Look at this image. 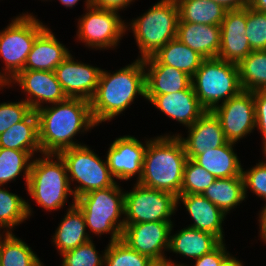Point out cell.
Listing matches in <instances>:
<instances>
[{
    "mask_svg": "<svg viewBox=\"0 0 266 266\" xmlns=\"http://www.w3.org/2000/svg\"><path fill=\"white\" fill-rule=\"evenodd\" d=\"M70 55L50 29L45 28L35 39L28 54L24 70L55 71V68Z\"/></svg>",
    "mask_w": 266,
    "mask_h": 266,
    "instance_id": "44dd1931",
    "label": "cell"
},
{
    "mask_svg": "<svg viewBox=\"0 0 266 266\" xmlns=\"http://www.w3.org/2000/svg\"><path fill=\"white\" fill-rule=\"evenodd\" d=\"M86 7L88 12L78 22L79 40L97 49L115 47L127 29L124 21L115 11L91 6L90 0H86Z\"/></svg>",
    "mask_w": 266,
    "mask_h": 266,
    "instance_id": "8fae6325",
    "label": "cell"
},
{
    "mask_svg": "<svg viewBox=\"0 0 266 266\" xmlns=\"http://www.w3.org/2000/svg\"><path fill=\"white\" fill-rule=\"evenodd\" d=\"M10 231L4 240L0 235V266H43L31 248Z\"/></svg>",
    "mask_w": 266,
    "mask_h": 266,
    "instance_id": "1f68e13d",
    "label": "cell"
},
{
    "mask_svg": "<svg viewBox=\"0 0 266 266\" xmlns=\"http://www.w3.org/2000/svg\"><path fill=\"white\" fill-rule=\"evenodd\" d=\"M32 160L27 191L46 210L60 209L69 195H73L66 165L59 154H42ZM57 157V162L51 159Z\"/></svg>",
    "mask_w": 266,
    "mask_h": 266,
    "instance_id": "5b68a950",
    "label": "cell"
},
{
    "mask_svg": "<svg viewBox=\"0 0 266 266\" xmlns=\"http://www.w3.org/2000/svg\"><path fill=\"white\" fill-rule=\"evenodd\" d=\"M202 195L226 215L229 210L245 200L243 177L216 179Z\"/></svg>",
    "mask_w": 266,
    "mask_h": 266,
    "instance_id": "f1b7e54d",
    "label": "cell"
},
{
    "mask_svg": "<svg viewBox=\"0 0 266 266\" xmlns=\"http://www.w3.org/2000/svg\"><path fill=\"white\" fill-rule=\"evenodd\" d=\"M62 266H102L105 255L98 256L92 240L62 254Z\"/></svg>",
    "mask_w": 266,
    "mask_h": 266,
    "instance_id": "74e56055",
    "label": "cell"
},
{
    "mask_svg": "<svg viewBox=\"0 0 266 266\" xmlns=\"http://www.w3.org/2000/svg\"><path fill=\"white\" fill-rule=\"evenodd\" d=\"M229 252H226L225 244L221 242L210 253L197 258L194 266H224V264L231 258ZM176 266H185L177 264ZM187 266V265H186Z\"/></svg>",
    "mask_w": 266,
    "mask_h": 266,
    "instance_id": "b9f144b4",
    "label": "cell"
},
{
    "mask_svg": "<svg viewBox=\"0 0 266 266\" xmlns=\"http://www.w3.org/2000/svg\"><path fill=\"white\" fill-rule=\"evenodd\" d=\"M152 266H176V264L168 259L163 262H154Z\"/></svg>",
    "mask_w": 266,
    "mask_h": 266,
    "instance_id": "c3c4849f",
    "label": "cell"
},
{
    "mask_svg": "<svg viewBox=\"0 0 266 266\" xmlns=\"http://www.w3.org/2000/svg\"><path fill=\"white\" fill-rule=\"evenodd\" d=\"M260 235L261 238L264 240L266 238V205L260 212Z\"/></svg>",
    "mask_w": 266,
    "mask_h": 266,
    "instance_id": "f6af8a7d",
    "label": "cell"
},
{
    "mask_svg": "<svg viewBox=\"0 0 266 266\" xmlns=\"http://www.w3.org/2000/svg\"><path fill=\"white\" fill-rule=\"evenodd\" d=\"M124 195L116 183L81 195L76 198L75 206L82 212L91 232L97 235L111 232L110 242L119 241L125 226L124 219H119L124 214Z\"/></svg>",
    "mask_w": 266,
    "mask_h": 266,
    "instance_id": "277c9868",
    "label": "cell"
},
{
    "mask_svg": "<svg viewBox=\"0 0 266 266\" xmlns=\"http://www.w3.org/2000/svg\"><path fill=\"white\" fill-rule=\"evenodd\" d=\"M33 110L23 100L14 103L0 104V134L4 133L17 122L24 120Z\"/></svg>",
    "mask_w": 266,
    "mask_h": 266,
    "instance_id": "f35d334b",
    "label": "cell"
},
{
    "mask_svg": "<svg viewBox=\"0 0 266 266\" xmlns=\"http://www.w3.org/2000/svg\"><path fill=\"white\" fill-rule=\"evenodd\" d=\"M224 266H243V264L236 260V258L231 257L225 264Z\"/></svg>",
    "mask_w": 266,
    "mask_h": 266,
    "instance_id": "7dc6e473",
    "label": "cell"
},
{
    "mask_svg": "<svg viewBox=\"0 0 266 266\" xmlns=\"http://www.w3.org/2000/svg\"><path fill=\"white\" fill-rule=\"evenodd\" d=\"M192 86L200 104L209 111L219 100L226 102L243 90L237 64L218 57L203 60L192 77Z\"/></svg>",
    "mask_w": 266,
    "mask_h": 266,
    "instance_id": "8992f818",
    "label": "cell"
},
{
    "mask_svg": "<svg viewBox=\"0 0 266 266\" xmlns=\"http://www.w3.org/2000/svg\"><path fill=\"white\" fill-rule=\"evenodd\" d=\"M147 148L134 136L117 138L110 146L107 163L113 177L128 180L138 173V180L142 176L144 154Z\"/></svg>",
    "mask_w": 266,
    "mask_h": 266,
    "instance_id": "2e32d148",
    "label": "cell"
},
{
    "mask_svg": "<svg viewBox=\"0 0 266 266\" xmlns=\"http://www.w3.org/2000/svg\"><path fill=\"white\" fill-rule=\"evenodd\" d=\"M219 118L228 142L235 143L256 127L253 92L242 90L238 95L217 105L213 110Z\"/></svg>",
    "mask_w": 266,
    "mask_h": 266,
    "instance_id": "7c38bea8",
    "label": "cell"
},
{
    "mask_svg": "<svg viewBox=\"0 0 266 266\" xmlns=\"http://www.w3.org/2000/svg\"><path fill=\"white\" fill-rule=\"evenodd\" d=\"M45 28L33 15L23 14L0 32V55L6 63L3 70L7 72L4 75L0 72V85H10L11 79L24 70L33 43Z\"/></svg>",
    "mask_w": 266,
    "mask_h": 266,
    "instance_id": "ba28073f",
    "label": "cell"
},
{
    "mask_svg": "<svg viewBox=\"0 0 266 266\" xmlns=\"http://www.w3.org/2000/svg\"><path fill=\"white\" fill-rule=\"evenodd\" d=\"M221 5L226 11L242 10L250 6V0H211Z\"/></svg>",
    "mask_w": 266,
    "mask_h": 266,
    "instance_id": "ee69618b",
    "label": "cell"
},
{
    "mask_svg": "<svg viewBox=\"0 0 266 266\" xmlns=\"http://www.w3.org/2000/svg\"><path fill=\"white\" fill-rule=\"evenodd\" d=\"M256 127L262 133L264 150L266 149V90L253 91Z\"/></svg>",
    "mask_w": 266,
    "mask_h": 266,
    "instance_id": "60d3db41",
    "label": "cell"
},
{
    "mask_svg": "<svg viewBox=\"0 0 266 266\" xmlns=\"http://www.w3.org/2000/svg\"><path fill=\"white\" fill-rule=\"evenodd\" d=\"M242 177L245 197L247 188H251L253 193L266 200V161L259 162L248 171H242Z\"/></svg>",
    "mask_w": 266,
    "mask_h": 266,
    "instance_id": "ab89813d",
    "label": "cell"
},
{
    "mask_svg": "<svg viewBox=\"0 0 266 266\" xmlns=\"http://www.w3.org/2000/svg\"><path fill=\"white\" fill-rule=\"evenodd\" d=\"M187 155L178 136H160L148 140L144 154L142 176L137 182L143 186L181 194Z\"/></svg>",
    "mask_w": 266,
    "mask_h": 266,
    "instance_id": "3957f363",
    "label": "cell"
},
{
    "mask_svg": "<svg viewBox=\"0 0 266 266\" xmlns=\"http://www.w3.org/2000/svg\"><path fill=\"white\" fill-rule=\"evenodd\" d=\"M133 0H90V5L96 8L118 12Z\"/></svg>",
    "mask_w": 266,
    "mask_h": 266,
    "instance_id": "7bdbcfd3",
    "label": "cell"
},
{
    "mask_svg": "<svg viewBox=\"0 0 266 266\" xmlns=\"http://www.w3.org/2000/svg\"><path fill=\"white\" fill-rule=\"evenodd\" d=\"M106 266H152L150 257L131 249L122 240L110 242L104 252Z\"/></svg>",
    "mask_w": 266,
    "mask_h": 266,
    "instance_id": "e575fe53",
    "label": "cell"
},
{
    "mask_svg": "<svg viewBox=\"0 0 266 266\" xmlns=\"http://www.w3.org/2000/svg\"><path fill=\"white\" fill-rule=\"evenodd\" d=\"M177 207V197L167 191L143 186L136 182L131 192L124 195L125 224L170 220Z\"/></svg>",
    "mask_w": 266,
    "mask_h": 266,
    "instance_id": "30bf717a",
    "label": "cell"
},
{
    "mask_svg": "<svg viewBox=\"0 0 266 266\" xmlns=\"http://www.w3.org/2000/svg\"><path fill=\"white\" fill-rule=\"evenodd\" d=\"M1 187V186H0ZM31 215V207L16 194L0 188V229H12Z\"/></svg>",
    "mask_w": 266,
    "mask_h": 266,
    "instance_id": "836d02e7",
    "label": "cell"
},
{
    "mask_svg": "<svg viewBox=\"0 0 266 266\" xmlns=\"http://www.w3.org/2000/svg\"><path fill=\"white\" fill-rule=\"evenodd\" d=\"M220 243L221 241L211 233L187 227L170 236L168 250L196 260L210 253Z\"/></svg>",
    "mask_w": 266,
    "mask_h": 266,
    "instance_id": "484cf974",
    "label": "cell"
},
{
    "mask_svg": "<svg viewBox=\"0 0 266 266\" xmlns=\"http://www.w3.org/2000/svg\"><path fill=\"white\" fill-rule=\"evenodd\" d=\"M179 10L176 0H161L143 16L131 22L141 59L155 54L162 46L176 38Z\"/></svg>",
    "mask_w": 266,
    "mask_h": 266,
    "instance_id": "52a82bcc",
    "label": "cell"
},
{
    "mask_svg": "<svg viewBox=\"0 0 266 266\" xmlns=\"http://www.w3.org/2000/svg\"><path fill=\"white\" fill-rule=\"evenodd\" d=\"M145 99L168 117L177 120L186 127H190L207 111L200 104L192 85L188 89L176 93L145 95Z\"/></svg>",
    "mask_w": 266,
    "mask_h": 266,
    "instance_id": "d6986e66",
    "label": "cell"
},
{
    "mask_svg": "<svg viewBox=\"0 0 266 266\" xmlns=\"http://www.w3.org/2000/svg\"><path fill=\"white\" fill-rule=\"evenodd\" d=\"M30 158L32 155L28 151L0 147V186L14 180L22 170L27 185L32 163Z\"/></svg>",
    "mask_w": 266,
    "mask_h": 266,
    "instance_id": "d6a6232c",
    "label": "cell"
},
{
    "mask_svg": "<svg viewBox=\"0 0 266 266\" xmlns=\"http://www.w3.org/2000/svg\"><path fill=\"white\" fill-rule=\"evenodd\" d=\"M149 68L145 72L146 95L176 93L192 85L189 75L172 66L150 65Z\"/></svg>",
    "mask_w": 266,
    "mask_h": 266,
    "instance_id": "d4e9b609",
    "label": "cell"
},
{
    "mask_svg": "<svg viewBox=\"0 0 266 266\" xmlns=\"http://www.w3.org/2000/svg\"><path fill=\"white\" fill-rule=\"evenodd\" d=\"M14 81L30 95L24 101L33 111L42 108L43 102L56 104L68 98L54 71L22 70L13 78Z\"/></svg>",
    "mask_w": 266,
    "mask_h": 266,
    "instance_id": "9a60e30c",
    "label": "cell"
},
{
    "mask_svg": "<svg viewBox=\"0 0 266 266\" xmlns=\"http://www.w3.org/2000/svg\"><path fill=\"white\" fill-rule=\"evenodd\" d=\"M59 155L66 165L67 173H69L67 174L69 183L74 180L80 183L78 187L72 190L74 200L91 191L116 184L107 160L101 161L94 151L87 146L81 145L66 149L61 151Z\"/></svg>",
    "mask_w": 266,
    "mask_h": 266,
    "instance_id": "9c48e42d",
    "label": "cell"
},
{
    "mask_svg": "<svg viewBox=\"0 0 266 266\" xmlns=\"http://www.w3.org/2000/svg\"><path fill=\"white\" fill-rule=\"evenodd\" d=\"M216 180L203 167L193 160L187 159L181 185V194H199L203 192Z\"/></svg>",
    "mask_w": 266,
    "mask_h": 266,
    "instance_id": "d590c367",
    "label": "cell"
},
{
    "mask_svg": "<svg viewBox=\"0 0 266 266\" xmlns=\"http://www.w3.org/2000/svg\"><path fill=\"white\" fill-rule=\"evenodd\" d=\"M79 0H60V2L66 7H73Z\"/></svg>",
    "mask_w": 266,
    "mask_h": 266,
    "instance_id": "681fc988",
    "label": "cell"
},
{
    "mask_svg": "<svg viewBox=\"0 0 266 266\" xmlns=\"http://www.w3.org/2000/svg\"><path fill=\"white\" fill-rule=\"evenodd\" d=\"M0 147L28 151L31 155L38 150L41 152L36 111H32L24 120L1 133Z\"/></svg>",
    "mask_w": 266,
    "mask_h": 266,
    "instance_id": "4316f807",
    "label": "cell"
},
{
    "mask_svg": "<svg viewBox=\"0 0 266 266\" xmlns=\"http://www.w3.org/2000/svg\"><path fill=\"white\" fill-rule=\"evenodd\" d=\"M101 71L100 68L75 62L70 54L54 72L68 98L90 102L96 92Z\"/></svg>",
    "mask_w": 266,
    "mask_h": 266,
    "instance_id": "5bb4252c",
    "label": "cell"
},
{
    "mask_svg": "<svg viewBox=\"0 0 266 266\" xmlns=\"http://www.w3.org/2000/svg\"><path fill=\"white\" fill-rule=\"evenodd\" d=\"M249 7L261 12H266V0H250Z\"/></svg>",
    "mask_w": 266,
    "mask_h": 266,
    "instance_id": "bcb514c9",
    "label": "cell"
},
{
    "mask_svg": "<svg viewBox=\"0 0 266 266\" xmlns=\"http://www.w3.org/2000/svg\"><path fill=\"white\" fill-rule=\"evenodd\" d=\"M176 38L205 59L218 57L220 26L178 21Z\"/></svg>",
    "mask_w": 266,
    "mask_h": 266,
    "instance_id": "603a6c76",
    "label": "cell"
},
{
    "mask_svg": "<svg viewBox=\"0 0 266 266\" xmlns=\"http://www.w3.org/2000/svg\"><path fill=\"white\" fill-rule=\"evenodd\" d=\"M182 201L185 204L194 224L190 228L205 231L216 236L223 242L222 221L225 214L206 197L199 194H180L177 196V204Z\"/></svg>",
    "mask_w": 266,
    "mask_h": 266,
    "instance_id": "ffe728a7",
    "label": "cell"
},
{
    "mask_svg": "<svg viewBox=\"0 0 266 266\" xmlns=\"http://www.w3.org/2000/svg\"><path fill=\"white\" fill-rule=\"evenodd\" d=\"M182 22L220 26L226 10L211 0H176Z\"/></svg>",
    "mask_w": 266,
    "mask_h": 266,
    "instance_id": "f546056e",
    "label": "cell"
},
{
    "mask_svg": "<svg viewBox=\"0 0 266 266\" xmlns=\"http://www.w3.org/2000/svg\"><path fill=\"white\" fill-rule=\"evenodd\" d=\"M233 144L227 142L220 147L206 150L197 155L193 161L216 179L242 176L243 169L233 151Z\"/></svg>",
    "mask_w": 266,
    "mask_h": 266,
    "instance_id": "cb8c5ba5",
    "label": "cell"
},
{
    "mask_svg": "<svg viewBox=\"0 0 266 266\" xmlns=\"http://www.w3.org/2000/svg\"><path fill=\"white\" fill-rule=\"evenodd\" d=\"M204 59L198 52L175 38L162 46L152 56L144 58L143 62L145 68L149 65H169L192 78Z\"/></svg>",
    "mask_w": 266,
    "mask_h": 266,
    "instance_id": "7402d4cb",
    "label": "cell"
},
{
    "mask_svg": "<svg viewBox=\"0 0 266 266\" xmlns=\"http://www.w3.org/2000/svg\"><path fill=\"white\" fill-rule=\"evenodd\" d=\"M86 223L82 212L75 206V200L68 209L64 219L60 222L53 242L57 246L60 254L70 251L91 240L85 232Z\"/></svg>",
    "mask_w": 266,
    "mask_h": 266,
    "instance_id": "83f0119b",
    "label": "cell"
},
{
    "mask_svg": "<svg viewBox=\"0 0 266 266\" xmlns=\"http://www.w3.org/2000/svg\"><path fill=\"white\" fill-rule=\"evenodd\" d=\"M246 37L253 51H266V12L246 8Z\"/></svg>",
    "mask_w": 266,
    "mask_h": 266,
    "instance_id": "8d00e7d4",
    "label": "cell"
},
{
    "mask_svg": "<svg viewBox=\"0 0 266 266\" xmlns=\"http://www.w3.org/2000/svg\"><path fill=\"white\" fill-rule=\"evenodd\" d=\"M237 66L244 91L266 90V51H252Z\"/></svg>",
    "mask_w": 266,
    "mask_h": 266,
    "instance_id": "4dcf8cb0",
    "label": "cell"
},
{
    "mask_svg": "<svg viewBox=\"0 0 266 266\" xmlns=\"http://www.w3.org/2000/svg\"><path fill=\"white\" fill-rule=\"evenodd\" d=\"M172 222L157 221L125 224L121 240L131 249L155 262L166 261L163 249H169Z\"/></svg>",
    "mask_w": 266,
    "mask_h": 266,
    "instance_id": "4fadbf2b",
    "label": "cell"
},
{
    "mask_svg": "<svg viewBox=\"0 0 266 266\" xmlns=\"http://www.w3.org/2000/svg\"><path fill=\"white\" fill-rule=\"evenodd\" d=\"M53 105L36 111L42 154H59L63 150L81 146L72 138L82 128V131H88L96 125L87 100L67 98Z\"/></svg>",
    "mask_w": 266,
    "mask_h": 266,
    "instance_id": "6da1fadb",
    "label": "cell"
},
{
    "mask_svg": "<svg viewBox=\"0 0 266 266\" xmlns=\"http://www.w3.org/2000/svg\"><path fill=\"white\" fill-rule=\"evenodd\" d=\"M246 9L226 11L220 25L218 58L238 64L253 50L246 37Z\"/></svg>",
    "mask_w": 266,
    "mask_h": 266,
    "instance_id": "e0dca14e",
    "label": "cell"
},
{
    "mask_svg": "<svg viewBox=\"0 0 266 266\" xmlns=\"http://www.w3.org/2000/svg\"><path fill=\"white\" fill-rule=\"evenodd\" d=\"M145 70L143 59L138 58L116 73L101 71L96 92L90 101L96 125L119 115L137 94L145 97Z\"/></svg>",
    "mask_w": 266,
    "mask_h": 266,
    "instance_id": "7a4b0ae2",
    "label": "cell"
},
{
    "mask_svg": "<svg viewBox=\"0 0 266 266\" xmlns=\"http://www.w3.org/2000/svg\"><path fill=\"white\" fill-rule=\"evenodd\" d=\"M188 128L189 135L186 139L177 135L183 143L188 159L193 160L206 150L220 147L228 142L220 120L213 111L207 110Z\"/></svg>",
    "mask_w": 266,
    "mask_h": 266,
    "instance_id": "ac0fdd59",
    "label": "cell"
}]
</instances>
